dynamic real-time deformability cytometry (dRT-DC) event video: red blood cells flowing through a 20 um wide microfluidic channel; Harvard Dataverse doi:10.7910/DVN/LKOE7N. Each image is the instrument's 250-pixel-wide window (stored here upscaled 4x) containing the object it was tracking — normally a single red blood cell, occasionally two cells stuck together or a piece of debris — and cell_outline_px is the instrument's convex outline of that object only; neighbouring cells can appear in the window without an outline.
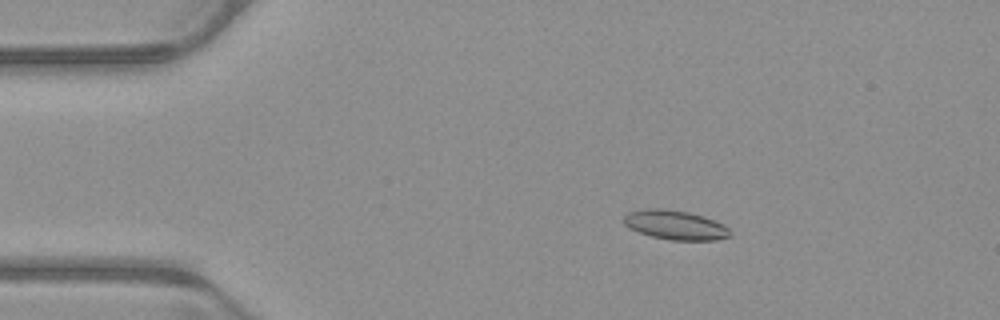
{"species": "common noctule bat (a hibernating species)", "species_latin": "Nyctalus noctula", "temperature_condition": "warm", "stored_images_in_passage": 53, "camera_frame_rate_fps": 3000, "um_per_image_px": 0.085, "animal": {"sex": "male", "body_mass_g": 23.1, "forearm_length_mm": 52.7}, "frame": {"image": 1, "passage_image": 10, "time_ms": 3.0, "image_size_px": [1000, 320], "cell_outline_px": [[732, 236], [716, 240], [672, 240], [652, 236], [628, 228], [624, 224], [624, 216], [628, 212], [644, 208], [660, 208], [688, 212], [704, 216], [724, 224], [732, 232]], "centroid_in_image_um": [57.42, 19.12], "position_along_channel_um": 27.6, "area_um2": 18.26}}
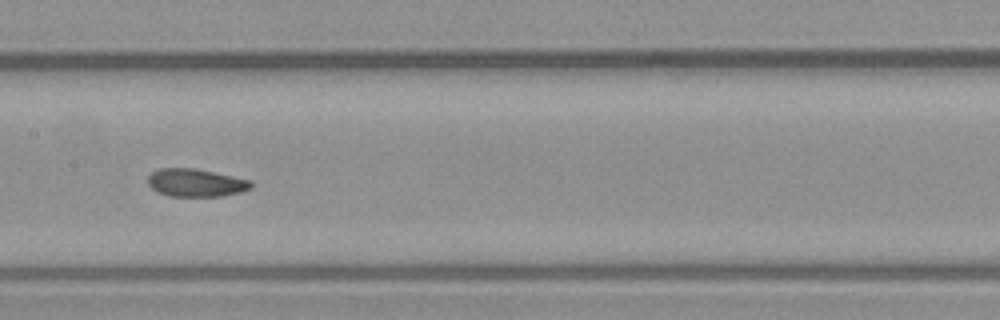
{"frame": {"image": 2, "passage_image": 27, "time_ms": 8.667, "image_size_px": [1000, 320], "cell_outline_px": [[252, 188], [240, 192], [220, 196], [168, 196], [152, 188], [148, 184], [148, 176], [152, 172], [160, 168], [196, 168], [252, 180]], "centroid_in_image_um": [16.66, 15.52], "position_along_channel_um": 190.7, "area_um2": 16.76}}
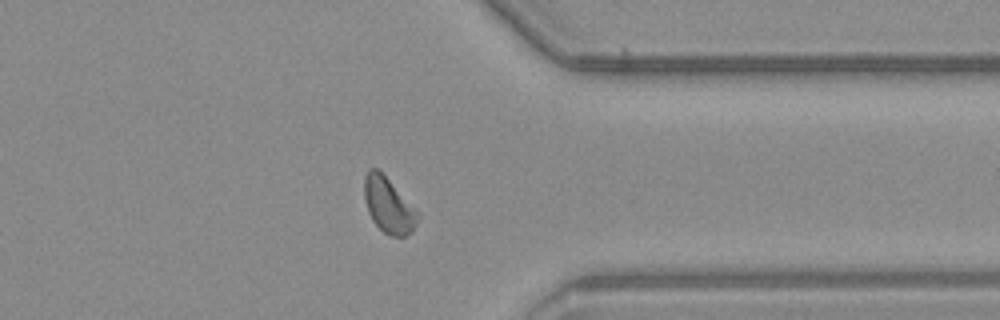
{"frame": {"image": 3, "passage_image": 42, "time_ms": 13.667, "image_size_px": [1000, 320], "cell_outline_px": [[420, 216], [412, 232], [404, 236], [392, 236], [384, 232], [372, 220], [368, 212], [364, 200], [364, 176], [368, 168], [376, 168], [420, 212]], "centroid_in_image_um": [33.02, 17.46], "position_along_channel_um": 378.4, "area_um2": 17.17}, "authors_computed_cell_mechanics": {"area_um2": 17.3978, "velocity_mm_per_s": 3.9217, "shape_relaxation_time_tau1_ms": 3.4144, "shape_relaxation_time_tau2_ms": 2.1111, "deformation_change_tau1": 0.1205, "deformation_change_tau2": 0.081}}